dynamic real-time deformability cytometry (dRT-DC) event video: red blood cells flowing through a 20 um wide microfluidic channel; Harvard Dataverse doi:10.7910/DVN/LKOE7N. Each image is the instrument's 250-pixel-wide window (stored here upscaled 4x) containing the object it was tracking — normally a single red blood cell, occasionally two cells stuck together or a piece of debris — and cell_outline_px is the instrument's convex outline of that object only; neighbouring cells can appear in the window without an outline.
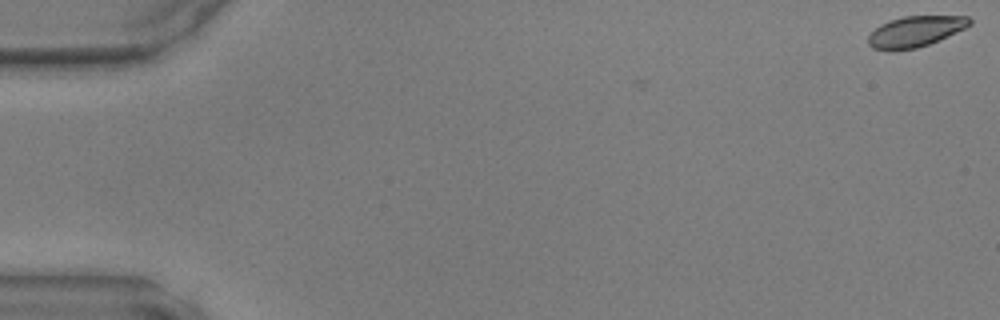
{"species": "common noctule bat (a hibernating species)", "species_latin": "Nyctalus noctula", "temperature_condition": "warm", "stored_images_in_passage": 44, "camera_frame_rate_fps": 3000, "um_per_image_px": 0.085, "animal": {"sex": "male", "body_mass_g": 17.9, "forearm_length_mm": 54.2}, "frame": {"image": 1, "passage_image": 1, "time_ms": 0.0, "image_size_px": [1000, 320], "cell_outline_px": [[972, 24], [964, 28], [928, 44], [916, 48], [892, 52], [872, 48], [868, 44], [868, 36], [880, 24], [888, 20], [904, 16], [968, 16], [972, 20]], "centroid_in_image_um": [77.75, 2.68], "position_along_channel_um": 7.3, "area_um2": 18.21}}
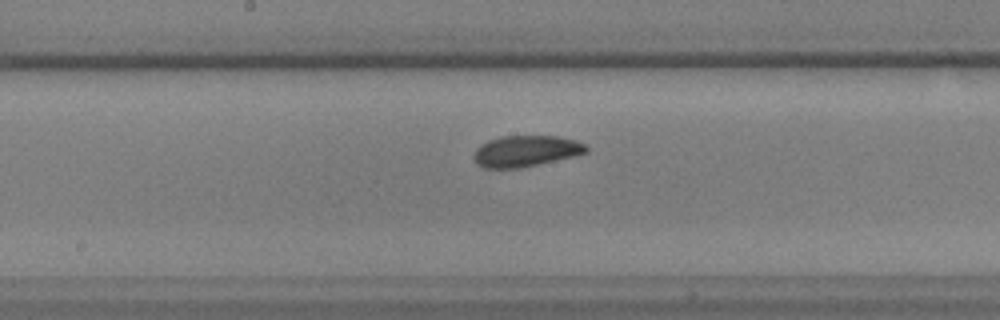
{"frame": {"image": 2, "passage_image": 26, "time_ms": 8.333, "image_size_px": [1000, 320], "cell_outline_px": [[588, 152], [576, 156], [520, 168], [484, 168], [476, 164], [472, 156], [476, 148], [480, 144], [488, 140], [500, 136], [556, 136], [576, 140], [584, 144], [588, 148]], "centroid_in_image_um": [44.67, 12.84], "position_along_channel_um": 203.5, "area_um2": 20.63}}
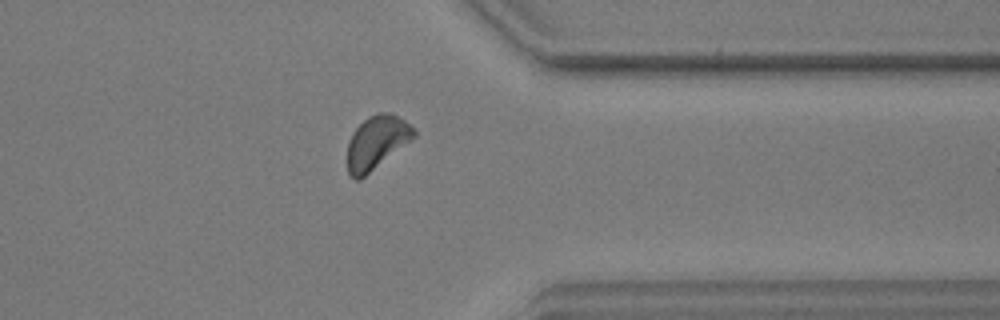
{"frame": {"image": 3, "passage_image": 39, "time_ms": 12.667, "image_size_px": [1000, 320], "cell_outline_px": [[416, 136], [360, 180], [356, 180], [348, 172], [348, 140], [352, 132], [368, 116], [376, 112], [388, 112], [404, 120], [416, 132]], "centroid_in_image_um": [31.99, 12.09], "position_along_channel_um": 379.4, "area_um2": 20.4}}